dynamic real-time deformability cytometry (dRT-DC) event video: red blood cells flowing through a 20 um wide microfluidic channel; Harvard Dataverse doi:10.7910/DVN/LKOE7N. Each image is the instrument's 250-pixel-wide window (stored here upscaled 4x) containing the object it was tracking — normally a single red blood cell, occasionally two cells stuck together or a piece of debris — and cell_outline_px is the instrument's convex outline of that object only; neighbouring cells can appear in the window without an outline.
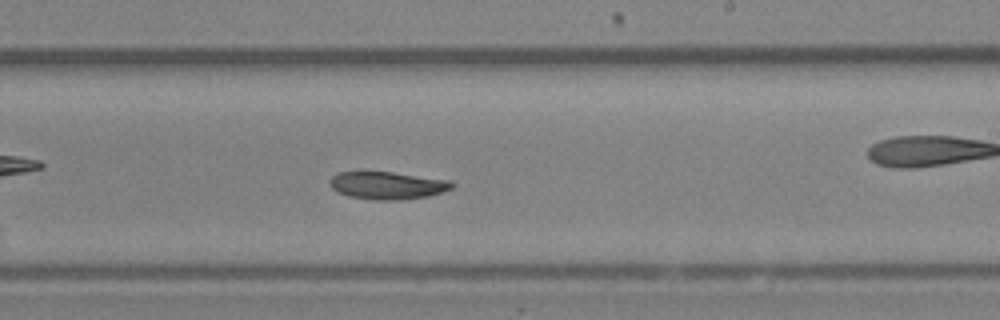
{"species": "Egyptian fruit bat (a non-hibernating species)", "species_latin": "Rousettus aegyptiacus", "temperature_condition": "room temperature", "stored_images_in_passage": 41, "camera_frame_rate_fps": 3000, "um_per_image_px": 0.085, "animal": {"sex": "female"}, "frame": {"image": 1, "passage_image": 24, "time_ms": 7.667, "image_size_px": [1000, 320], "cell_outline_px": [[456, 184], [452, 188], [428, 196], [400, 200], [376, 200], [348, 196], [336, 192], [328, 184], [328, 180], [336, 172], [392, 172], [452, 180]], "centroid_in_image_um": [32.91, 15.76], "position_along_channel_um": 256.1, "area_um2": 19.83}}